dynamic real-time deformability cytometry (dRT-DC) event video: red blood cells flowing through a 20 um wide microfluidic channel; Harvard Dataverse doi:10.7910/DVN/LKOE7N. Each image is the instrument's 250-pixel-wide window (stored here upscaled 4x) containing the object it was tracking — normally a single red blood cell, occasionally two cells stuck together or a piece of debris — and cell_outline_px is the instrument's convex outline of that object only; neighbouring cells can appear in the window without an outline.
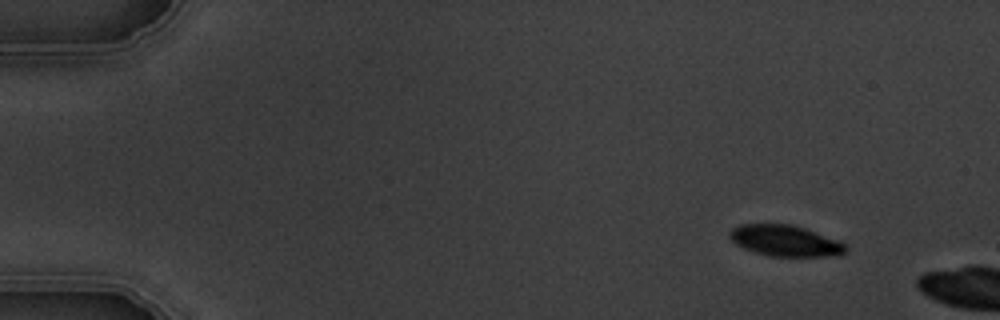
{"species": "common noctule bat (a hibernating species)", "species_latin": "Nyctalus noctula", "temperature_condition": "warm", "stored_images_in_passage": 2, "camera_frame_rate_fps": 3000, "um_per_image_px": 0.085, "animal": {"sex": "male", "body_mass_g": 19.5, "forearm_length_mm": 54.6}, "frame": {"image": 1, "passage_image": 1, "time_ms": 0.0, "image_size_px": [1000, 320], "cell_outline_px": [[848, 248], [844, 252], [824, 256], [772, 256], [756, 252], [744, 248], [736, 244], [728, 236], [728, 232], [732, 228], [740, 224], [792, 224], [804, 228], [836, 240], [844, 244]], "centroid_in_image_um": [66.66, 20.44], "position_along_channel_um": 18.3, "area_um2": 20.58}}